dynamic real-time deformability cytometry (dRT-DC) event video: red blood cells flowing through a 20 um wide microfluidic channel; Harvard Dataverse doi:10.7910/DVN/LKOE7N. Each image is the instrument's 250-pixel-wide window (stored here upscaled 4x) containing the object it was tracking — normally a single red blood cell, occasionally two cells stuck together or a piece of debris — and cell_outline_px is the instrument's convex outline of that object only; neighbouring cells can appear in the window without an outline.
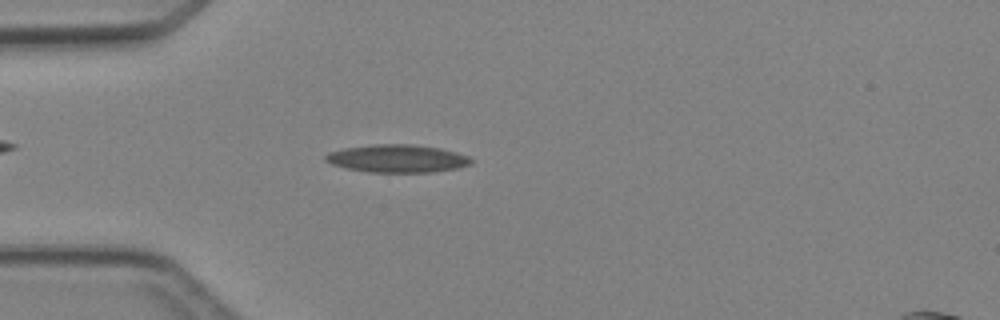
{"species": "Egyptian fruit bat (a non-hibernating species)", "species_latin": "Rousettus aegyptiacus", "temperature_condition": "cold", "stored_images_in_passage": 2, "camera_frame_rate_fps": 3000, "um_per_image_px": 0.085, "animal": {"sex": "female"}, "frame": {"image": 1, "passage_image": 2, "time_ms": 1.333, "image_size_px": [1000, 320], "cell_outline_px": [[472, 164], [456, 168], [432, 172], [368, 172], [348, 168], [332, 164], [324, 160], [324, 156], [328, 152], [344, 148], [372, 144], [412, 144], [440, 148], [456, 152], [468, 156], [472, 160]], "centroid_in_image_um": [33.76, 13.47], "position_along_channel_um": 51.2, "area_um2": 23.58}}